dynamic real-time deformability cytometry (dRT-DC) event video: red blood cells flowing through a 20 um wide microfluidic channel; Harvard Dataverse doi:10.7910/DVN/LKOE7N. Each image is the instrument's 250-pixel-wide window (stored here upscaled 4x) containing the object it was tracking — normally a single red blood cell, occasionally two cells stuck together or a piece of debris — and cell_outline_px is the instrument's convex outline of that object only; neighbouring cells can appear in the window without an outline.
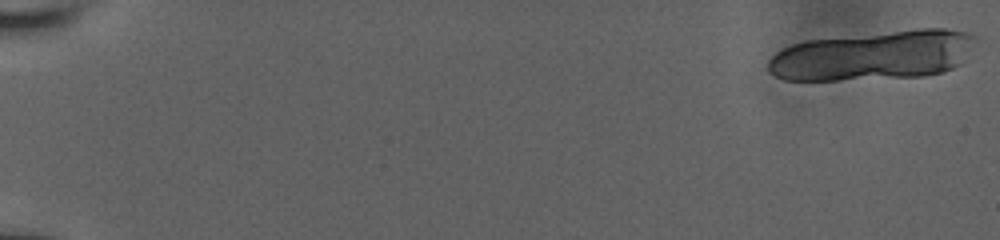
{"species": "human", "species_latin": "Homo sapiens", "temperature_condition": "room temperature", "stored_images_in_passage": 14, "segment_of_instrument_passage": [1, 2], "camera_frame_rate_fps": 3000, "um_per_image_px": 0.085, "donor": {"sex": "male"}, "frame": {"image": 1, "passage_image": 1, "time_ms": 0.0, "image_size_px": [1000, 240], "cell_outline_px": [[976, 36], [960, 64], [944, 72], [924, 76], [836, 80], [784, 80], [768, 72], [764, 68], [768, 60], [776, 52], [792, 44], [808, 40], [916, 28], [944, 28], [968, 32]], "centroid_in_image_um": [74.18, 4.71], "position_along_channel_um": 10.8, "area_um2": 59.94}}